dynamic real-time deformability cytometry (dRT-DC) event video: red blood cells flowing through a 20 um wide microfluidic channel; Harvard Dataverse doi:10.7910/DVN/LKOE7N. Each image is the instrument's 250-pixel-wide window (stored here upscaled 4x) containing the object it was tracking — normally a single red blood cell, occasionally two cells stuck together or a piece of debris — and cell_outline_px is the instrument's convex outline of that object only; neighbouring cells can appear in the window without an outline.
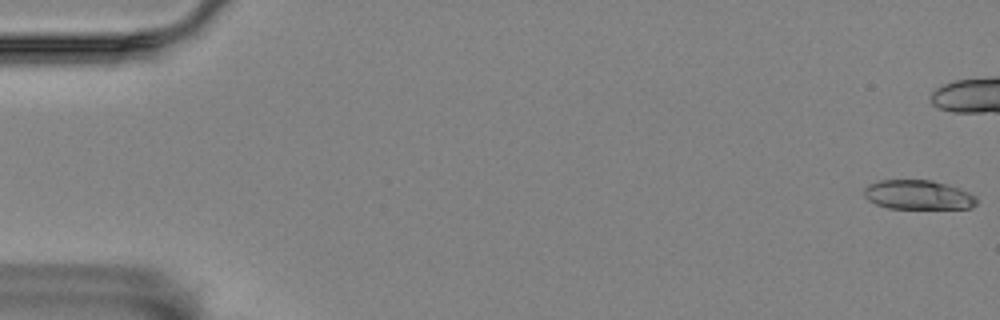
{"species": "Egyptian fruit bat (a non-hibernating species)", "species_latin": "Rousettus aegyptiacus", "temperature_condition": "room temperature", "stored_images_in_passage": 46, "camera_frame_rate_fps": 3000, "um_per_image_px": 0.085, "animal": {"sex": "female"}, "frame": {"image": 1, "passage_image": 1, "time_ms": 0.0, "image_size_px": [1000, 320], "cell_outline_px": [[976, 204], [972, 208], [888, 208], [876, 204], [868, 200], [864, 196], [864, 188], [868, 184], [880, 180], [932, 180], [960, 188], [976, 196]], "centroid_in_image_um": [78.03, 16.56], "position_along_channel_um": 7.0, "area_um2": 19.25}}
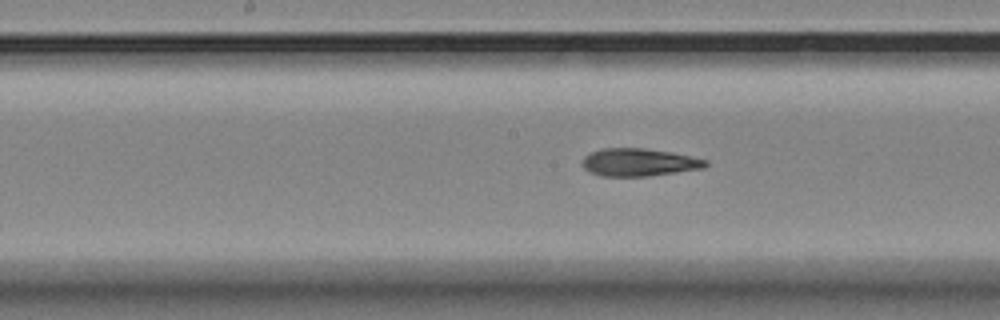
{"frame": {"image": 2, "passage_image": 29, "time_ms": 9.333, "image_size_px": [1000, 320], "cell_outline_px": [[708, 164], [704, 168], [648, 176], [600, 176], [584, 168], [580, 164], [584, 156], [592, 152], [604, 148], [644, 148], [672, 152], [708, 160]], "centroid_in_image_um": [54.31, 13.79], "position_along_channel_um": 193.9, "area_um2": 19.88}}
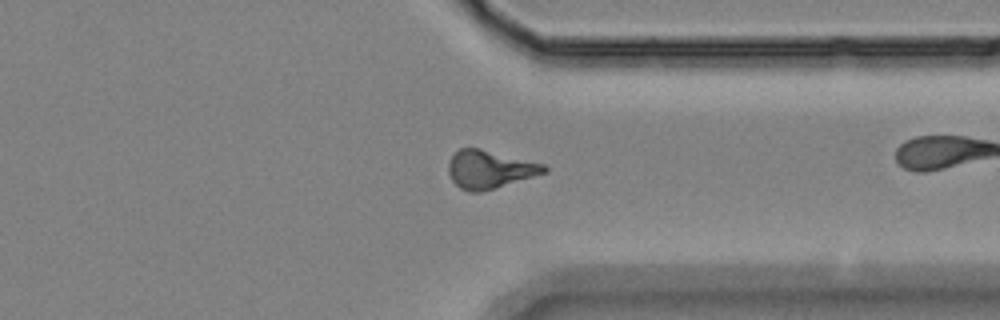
{"frame": {"image": 3, "passage_image": 44, "time_ms": 14.333, "image_size_px": [1000, 320], "cell_outline_px": [[548, 172], [480, 192], [468, 192], [460, 188], [452, 180], [448, 172], [448, 164], [452, 156], [460, 148], [480, 148], [544, 164], [548, 168]], "centroid_in_image_um": [41.61, 14.39], "position_along_channel_um": 369.8, "area_um2": 21.04}}